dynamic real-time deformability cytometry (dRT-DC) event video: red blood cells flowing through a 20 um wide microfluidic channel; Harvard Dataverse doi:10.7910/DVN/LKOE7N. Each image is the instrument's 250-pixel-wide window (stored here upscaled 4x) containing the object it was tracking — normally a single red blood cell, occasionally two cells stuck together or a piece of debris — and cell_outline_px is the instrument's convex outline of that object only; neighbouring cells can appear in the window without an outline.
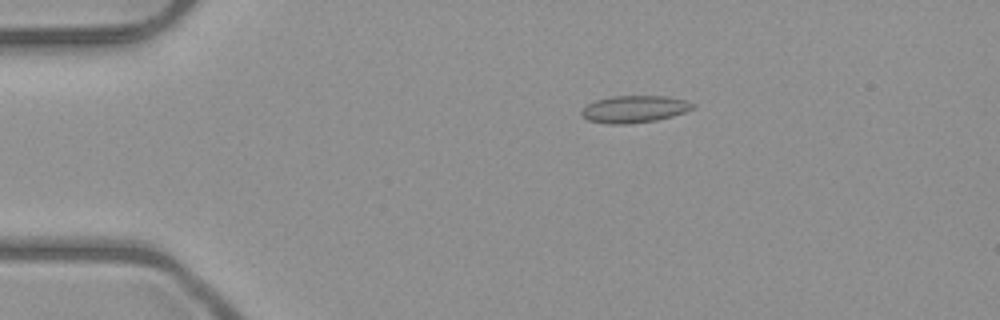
{"species": "common noctule bat (a hibernating species)", "species_latin": "Nyctalus noctula", "temperature_condition": "room temperature", "stored_images_in_passage": 52, "camera_frame_rate_fps": 3000, "um_per_image_px": 0.085, "animal": {"sex": "male", "body_mass_g": 23.1, "forearm_length_mm": 52.7}, "frame": {"image": 1, "passage_image": 11, "time_ms": 3.333, "image_size_px": [1000, 320], "cell_outline_px": [[696, 104], [692, 108], [684, 112], [672, 116], [656, 120], [628, 124], [608, 124], [588, 120], [580, 112], [588, 104], [596, 100], [612, 96], [668, 96], [684, 100]], "centroid_in_image_um": [53.92, 9.27], "position_along_channel_um": 31.1, "area_um2": 17.4}}
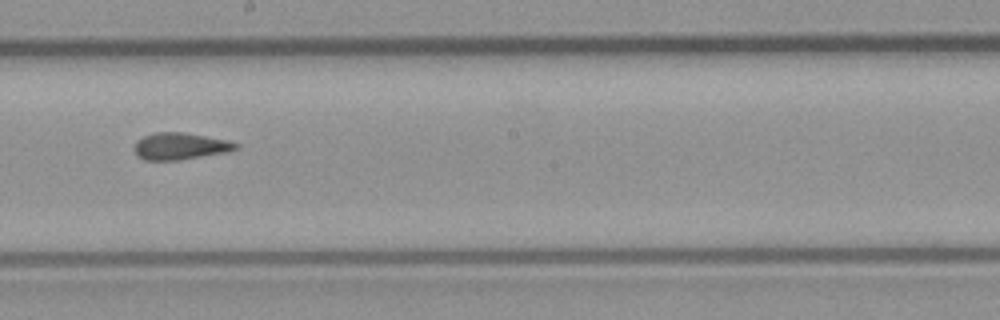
{"frame": {"image": 2, "passage_image": 30, "time_ms": 9.667, "image_size_px": [1000, 320], "cell_outline_px": [[240, 144], [236, 148], [228, 152], [180, 160], [144, 160], [136, 156], [132, 148], [136, 140], [144, 136], [156, 132], [184, 132], [228, 140]], "centroid_in_image_um": [15.27, 12.43], "position_along_channel_um": 232.9, "area_um2": 16.13}}
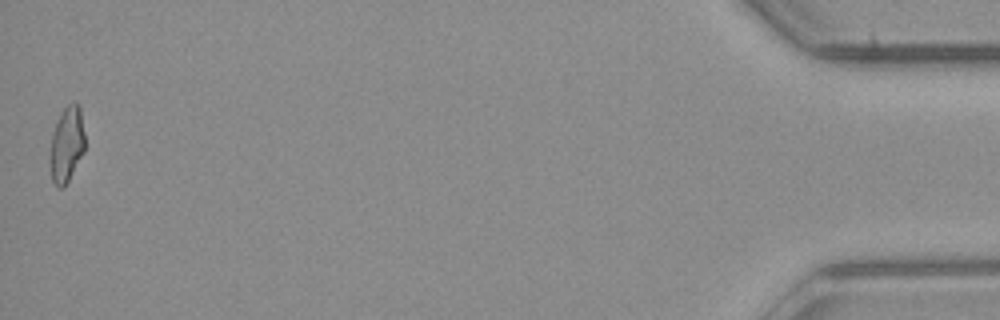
{"frame": {"image": 3, "passage_image": 52, "time_ms": 17.0, "image_size_px": [1000, 320], "cell_outline_px": [[84, 152], [64, 188], [56, 188], [52, 180], [48, 164], [48, 160], [52, 136], [56, 124], [64, 108], [72, 100], [80, 108], [84, 132]], "centroid_in_image_um": [5.65, 12.34], "position_along_channel_um": 429.6, "area_um2": 15.49}, "authors_computed_cell_mechanics": {"area_um2": 16.1262, "velocity_mm_per_s": 4.0273, "shape_relaxation_time_tau1_ms": null, "shape_relaxation_time_tau2_ms": 1.3645, "deformation_change_tau1": null, "deformation_change_tau2": 0.0819}}